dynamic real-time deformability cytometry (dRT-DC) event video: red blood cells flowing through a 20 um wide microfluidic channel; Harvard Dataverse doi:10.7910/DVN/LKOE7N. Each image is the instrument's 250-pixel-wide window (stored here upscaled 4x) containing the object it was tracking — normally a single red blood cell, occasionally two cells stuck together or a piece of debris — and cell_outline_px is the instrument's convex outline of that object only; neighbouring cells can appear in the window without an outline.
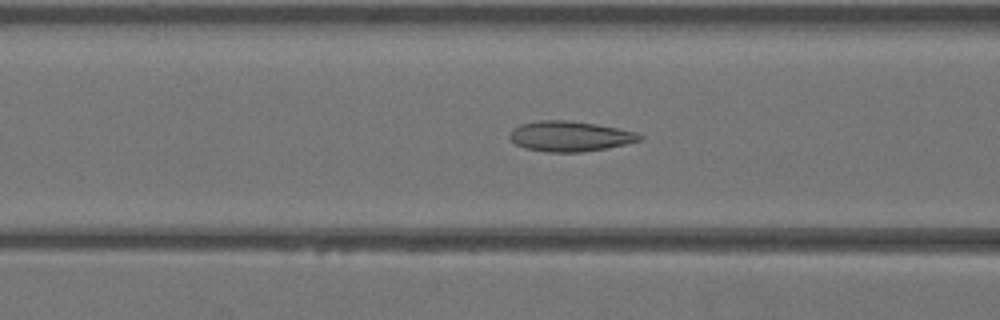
{"species": "Egyptian fruit bat (a non-hibernating species)", "species_latin": "Rousettus aegyptiacus", "temperature_condition": "warm", "stored_images_in_passage": 38, "camera_frame_rate_fps": 3000, "um_per_image_px": 0.085, "animal": {"sex": "female"}, "frame": {"image": 1, "passage_image": 12, "time_ms": 3.667, "image_size_px": [1000, 320], "cell_outline_px": [[644, 136], [640, 140], [624, 144], [604, 148], [580, 152], [548, 152], [524, 148], [516, 144], [508, 136], [508, 132], [512, 128], [520, 124], [540, 120], [568, 120], [596, 124], [636, 132]], "centroid_in_image_um": [48.38, 11.57], "position_along_channel_um": 118.2, "area_um2": 22.83}}
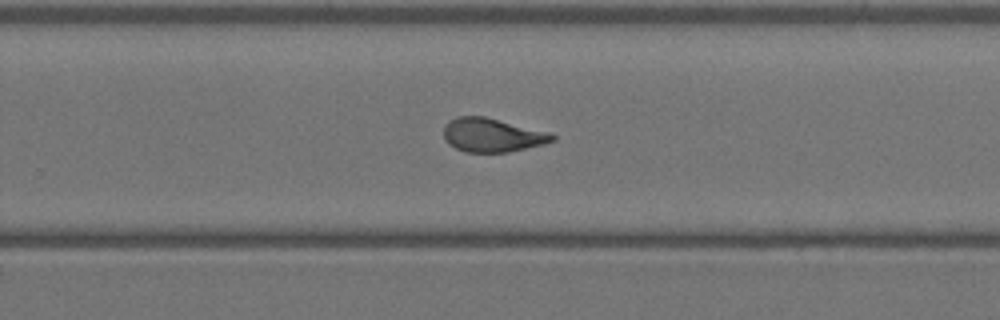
{"frame": {"image": 2, "passage_image": 23, "time_ms": 7.333, "image_size_px": [1000, 320], "cell_outline_px": [[556, 140], [544, 144], [508, 152], [464, 152], [448, 144], [444, 140], [444, 124], [456, 116], [484, 116], [552, 132], [556, 136]], "centroid_in_image_um": [41.85, 11.48], "position_along_channel_um": 287.9, "area_um2": 21.68}}
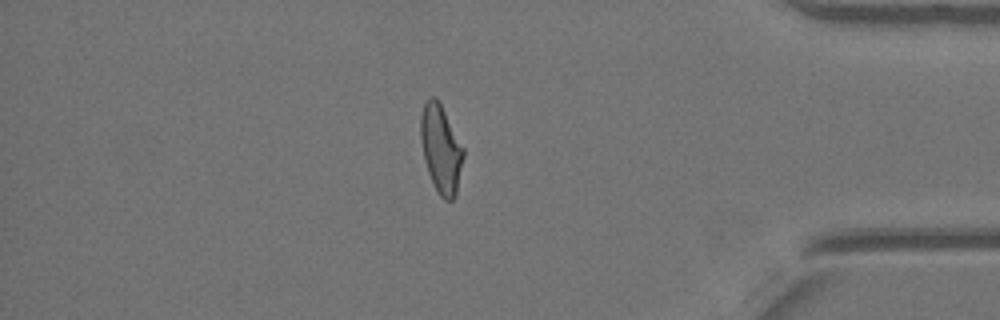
{"frame": {"image": 3, "passage_image": 32, "time_ms": 10.333, "image_size_px": [1000, 320], "cell_outline_px": [[464, 156], [456, 196], [452, 200], [444, 200], [440, 196], [428, 172], [424, 160], [420, 140], [420, 116], [424, 104], [432, 96], [440, 104], [464, 148]], "centroid_in_image_um": [37.48, 12.7], "position_along_channel_um": 397.7, "area_um2": 21.68}}